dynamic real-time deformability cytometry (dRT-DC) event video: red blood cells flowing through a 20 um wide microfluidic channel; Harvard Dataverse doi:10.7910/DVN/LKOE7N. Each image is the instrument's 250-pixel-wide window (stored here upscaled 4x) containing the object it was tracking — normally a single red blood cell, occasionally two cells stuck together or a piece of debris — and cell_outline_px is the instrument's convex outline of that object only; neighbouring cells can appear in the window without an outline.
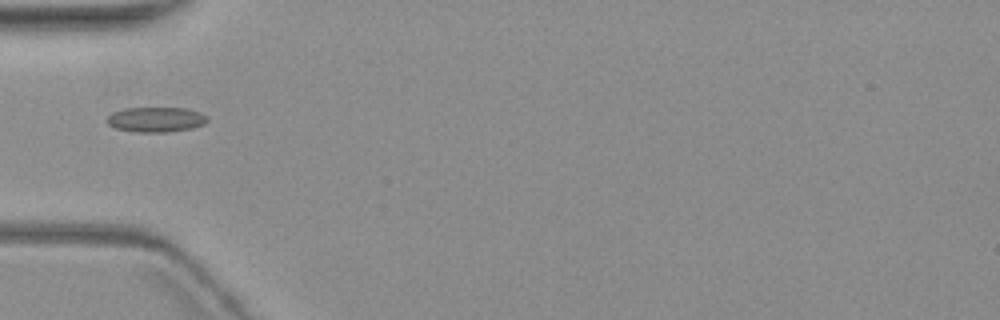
{"species": "common noctule bat (a hibernating species)", "species_latin": "Nyctalus noctula", "temperature_condition": "warm", "stored_images_in_passage": 1, "camera_frame_rate_fps": 3000, "um_per_image_px": 0.085, "animal": {"sex": "female", "body_mass_g": 19.3, "forearm_length_mm": 54.1}, "frame": {"image": 1, "passage_image": 1, "time_ms": 0.0, "image_size_px": [1000, 320], "cell_outline_px": [[208, 120], [204, 124], [192, 128], [168, 132], [136, 132], [116, 128], [108, 124], [108, 116], [112, 112], [124, 108], [184, 108], [200, 112], [208, 116]], "centroid_in_image_um": [13.27, 10.16], "position_along_channel_um": 71.7, "area_um2": 14.62}}